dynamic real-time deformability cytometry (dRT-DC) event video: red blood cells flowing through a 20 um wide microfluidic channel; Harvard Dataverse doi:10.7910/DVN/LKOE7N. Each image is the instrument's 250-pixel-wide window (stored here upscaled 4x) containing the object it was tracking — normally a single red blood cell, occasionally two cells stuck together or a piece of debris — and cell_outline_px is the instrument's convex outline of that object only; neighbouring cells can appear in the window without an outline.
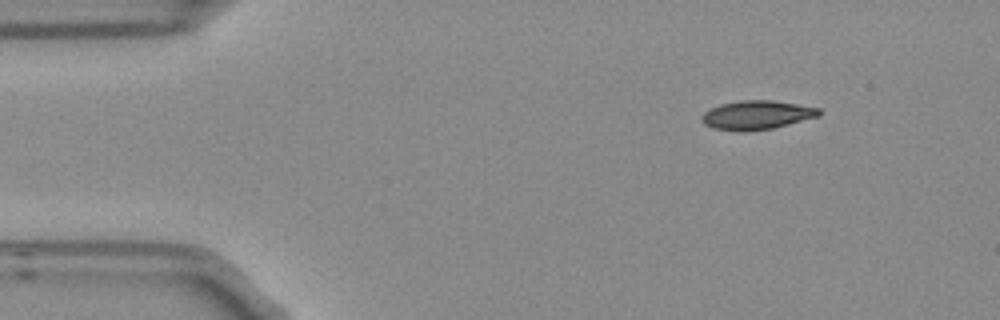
{"species": "Egyptian fruit bat (a non-hibernating species)", "species_latin": "Rousettus aegyptiacus", "temperature_condition": "room temperature", "stored_images_in_passage": 5, "camera_frame_rate_fps": 3000, "um_per_image_px": 0.085, "frame": {"image": 1, "passage_image": 5, "time_ms": 1.333, "image_size_px": [1000, 320], "cell_outline_px": [[820, 116], [772, 128], [712, 128], [704, 124], [700, 120], [700, 116], [704, 112], [720, 104], [740, 100], [772, 100], [820, 108]], "centroid_in_image_um": [64.34, 9.72], "position_along_channel_um": 20.7, "area_um2": 18.9}}